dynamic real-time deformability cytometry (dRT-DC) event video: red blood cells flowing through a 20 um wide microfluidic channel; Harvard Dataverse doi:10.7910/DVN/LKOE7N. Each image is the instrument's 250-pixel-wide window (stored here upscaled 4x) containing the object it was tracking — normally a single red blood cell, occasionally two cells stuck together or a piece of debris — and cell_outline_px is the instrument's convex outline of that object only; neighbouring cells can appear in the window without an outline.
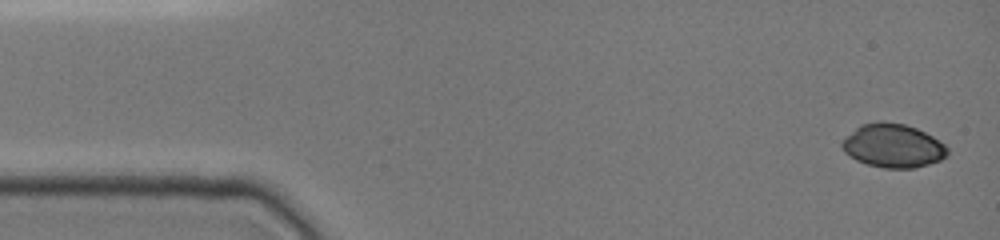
{"species": "common noctule bat (a hibernating species)", "species_latin": "Nyctalus noctula", "temperature_condition": "cold", "stored_images_in_passage": 9, "camera_frame_rate_fps": 3000, "um_per_image_px": 0.085, "animal": {"sex": "female", "body_mass_g": 19.0, "forearm_length_mm": 51.5}, "frame": {"image": 1, "passage_image": 1, "time_ms": 0.0, "image_size_px": [1000, 240], "cell_outline_px": [[948, 156], [940, 160], [916, 168], [884, 168], [868, 164], [856, 160], [844, 152], [840, 144], [860, 124], [880, 120], [904, 124], [916, 128], [940, 140], [948, 148]], "centroid_in_image_um": [75.92, 12.38], "position_along_channel_um": 9.1, "area_um2": 26.82}}